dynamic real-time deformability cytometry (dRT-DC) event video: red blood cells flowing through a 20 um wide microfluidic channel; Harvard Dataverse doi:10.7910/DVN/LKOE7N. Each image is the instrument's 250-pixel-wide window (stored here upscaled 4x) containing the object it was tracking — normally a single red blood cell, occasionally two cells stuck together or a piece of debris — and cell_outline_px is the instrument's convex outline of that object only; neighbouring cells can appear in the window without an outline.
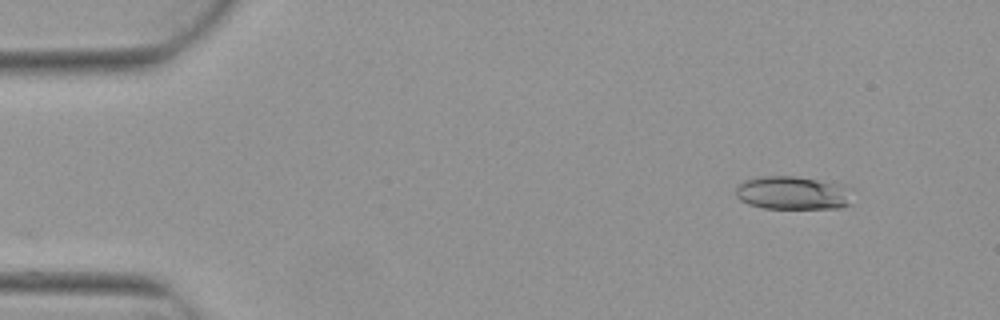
{"species": "Egyptian fruit bat (a non-hibernating species)", "species_latin": "Rousettus aegyptiacus", "temperature_condition": "warm", "stored_images_in_passage": 4, "camera_frame_rate_fps": 3000, "um_per_image_px": 0.085, "animal": {"sex": "female"}, "frame": {"image": 1, "passage_image": 2, "time_ms": 0.333, "image_size_px": [1000, 320], "cell_outline_px": [[852, 204], [840, 208], [764, 208], [748, 204], [740, 200], [736, 196], [736, 188], [744, 180], [764, 176], [796, 176], [844, 184], [852, 188]], "centroid_in_image_um": [67.46, 16.4], "position_along_channel_um": 17.5, "area_um2": 23.06}}
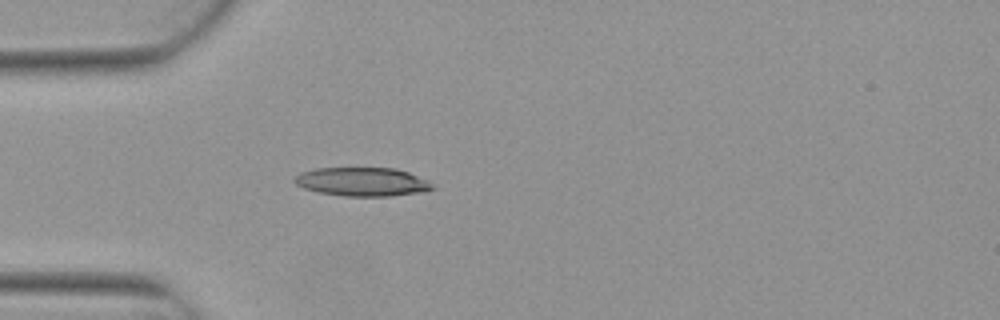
{"frame": {"image": 2, "passage_image": 4, "time_ms": 1.0, "image_size_px": [1000, 320], "cell_outline_px": [[436, 188], [424, 192], [392, 196], [344, 196], [320, 192], [304, 188], [296, 184], [292, 180], [300, 172], [316, 168], [396, 168], [408, 172], [428, 180]], "centroid_in_image_um": [30.82, 15.45], "position_along_channel_um": 54.2, "area_um2": 23.18}}